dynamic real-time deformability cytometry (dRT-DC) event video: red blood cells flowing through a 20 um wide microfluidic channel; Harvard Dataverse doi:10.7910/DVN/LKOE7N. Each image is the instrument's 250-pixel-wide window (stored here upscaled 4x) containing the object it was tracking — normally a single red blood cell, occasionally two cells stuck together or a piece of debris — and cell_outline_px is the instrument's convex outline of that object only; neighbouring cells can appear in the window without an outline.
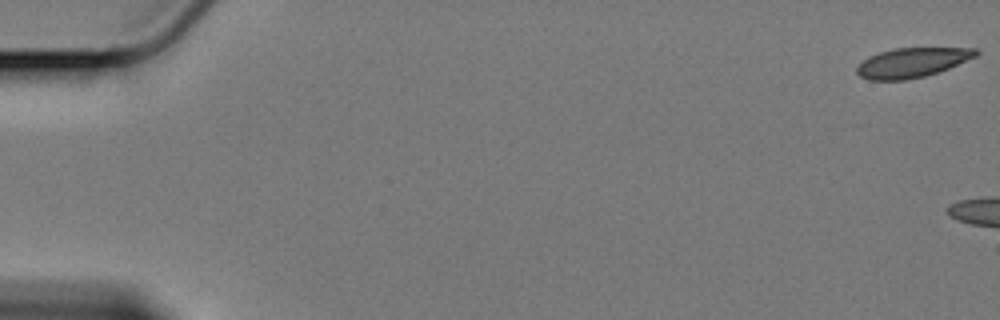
{"species": "Egyptian fruit bat (a non-hibernating species)", "species_latin": "Rousettus aegyptiacus", "temperature_condition": "cold", "stored_images_in_passage": 17, "camera_frame_rate_fps": 3000, "um_per_image_px": 0.085, "animal": {"sex": "female"}, "frame": {"image": 1, "passage_image": 1, "time_ms": 0.0, "image_size_px": [1000, 320], "cell_outline_px": [[980, 52], [976, 56], [948, 68], [924, 76], [904, 80], [868, 80], [860, 76], [856, 72], [856, 68], [868, 56], [892, 48], [976, 48]], "centroid_in_image_um": [77.5, 5.31], "position_along_channel_um": 7.5, "area_um2": 20.35}}